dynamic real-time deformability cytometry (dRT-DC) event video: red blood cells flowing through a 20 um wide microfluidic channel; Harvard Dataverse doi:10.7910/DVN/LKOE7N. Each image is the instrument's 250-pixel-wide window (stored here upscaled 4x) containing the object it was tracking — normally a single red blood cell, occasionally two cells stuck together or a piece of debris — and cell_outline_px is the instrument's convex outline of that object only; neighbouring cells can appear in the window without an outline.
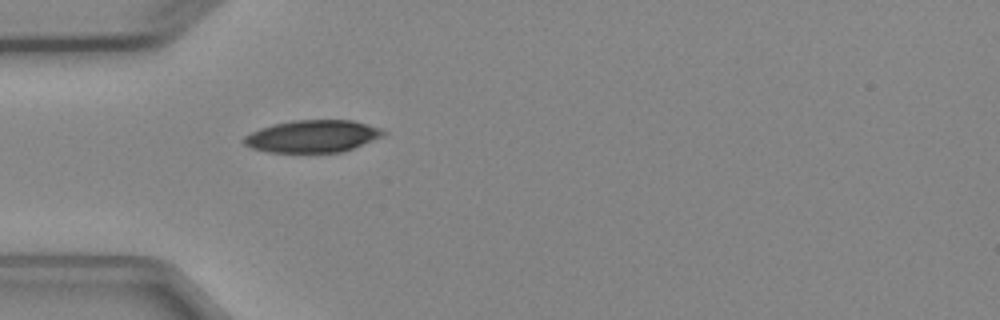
{"species": "Egyptian fruit bat (a non-hibernating species)", "species_latin": "Rousettus aegyptiacus", "temperature_condition": "cold", "stored_images_in_passage": 1, "camera_frame_rate_fps": 3000, "um_per_image_px": 0.085, "animal": {"sex": "female"}, "frame": {"image": 1, "passage_image": 1, "time_ms": 0.0, "image_size_px": [1000, 320], "cell_outline_px": [[388, 132], [384, 136], [352, 148], [340, 152], [268, 152], [252, 148], [244, 144], [244, 136], [260, 128], [272, 124], [292, 120], [352, 120], [368, 124], [380, 128]], "centroid_in_image_um": [26.58, 11.57], "position_along_channel_um": 58.4, "area_um2": 26.18}}